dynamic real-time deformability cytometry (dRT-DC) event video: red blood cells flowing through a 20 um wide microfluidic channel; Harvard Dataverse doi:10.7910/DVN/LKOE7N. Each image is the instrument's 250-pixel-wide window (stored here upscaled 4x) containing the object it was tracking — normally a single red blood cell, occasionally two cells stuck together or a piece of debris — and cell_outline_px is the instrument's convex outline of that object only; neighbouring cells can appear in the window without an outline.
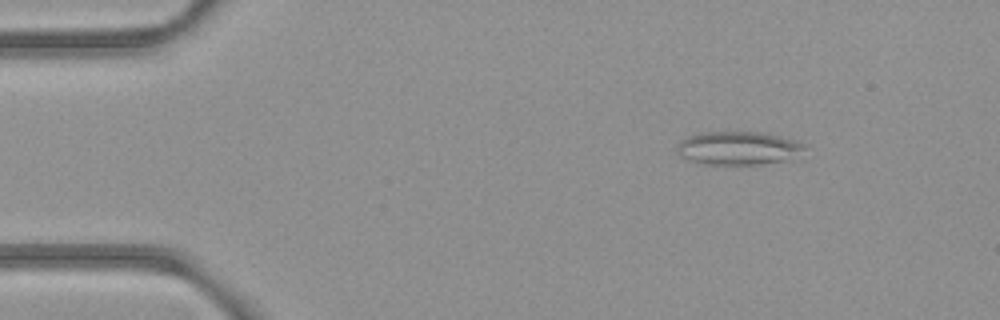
{"species": "common noctule bat (a hibernating species)", "species_latin": "Nyctalus noctula", "temperature_condition": "room temperature", "stored_images_in_passage": 46, "camera_frame_rate_fps": 3000, "um_per_image_px": 0.085, "animal": {"sex": "female", "body_mass_g": 21.9}, "frame": {"image": 1, "passage_image": 1, "time_ms": 0.0, "image_size_px": [1000, 320], "cell_outline_px": [[808, 144], [804, 148], [788, 160], [760, 164], [704, 164], [688, 160], [680, 156], [676, 152], [680, 140], [688, 136], [700, 132], [760, 132], [780, 136], [796, 140]], "centroid_in_image_um": [62.72, 12.58], "position_along_channel_um": 22.3, "area_um2": 24.8}}
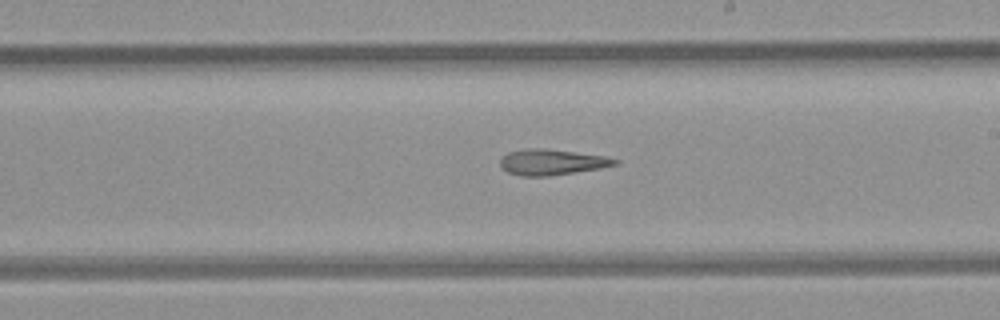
{"frame": {"image": 2, "passage_image": 24, "time_ms": 7.667, "image_size_px": [1000, 320], "cell_outline_px": [[620, 164], [600, 168], [548, 176], [520, 176], [508, 172], [500, 164], [500, 160], [508, 152], [524, 148], [544, 148], [604, 156], [620, 160]], "centroid_in_image_um": [46.91, 13.77], "position_along_channel_um": 242.1, "area_um2": 17.11}}
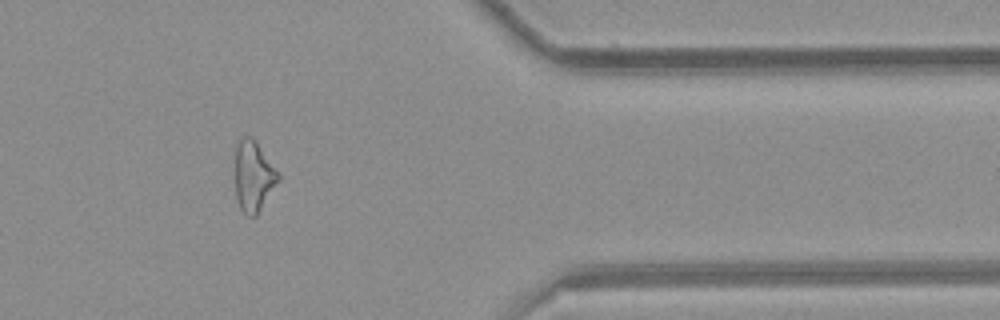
{"frame": {"image": 3, "passage_image": 37, "time_ms": 12.0, "image_size_px": [1000, 320], "cell_outline_px": [[280, 180], [256, 216], [248, 216], [240, 208], [236, 200], [236, 144], [244, 136], [252, 136], [256, 140], [276, 168], [280, 176]], "centroid_in_image_um": [21.56, 14.97], "position_along_channel_um": 389.8, "area_um2": 17.8}, "authors_computed_cell_mechanics": {"area_um2": 18.6116, "velocity_mm_per_s": 3.9431, "shape_relaxation_time_tau1_ms": null, "shape_relaxation_time_tau2_ms": 3.8056, "deformation_change_tau1": null, "deformation_change_tau2": 0.1549}}